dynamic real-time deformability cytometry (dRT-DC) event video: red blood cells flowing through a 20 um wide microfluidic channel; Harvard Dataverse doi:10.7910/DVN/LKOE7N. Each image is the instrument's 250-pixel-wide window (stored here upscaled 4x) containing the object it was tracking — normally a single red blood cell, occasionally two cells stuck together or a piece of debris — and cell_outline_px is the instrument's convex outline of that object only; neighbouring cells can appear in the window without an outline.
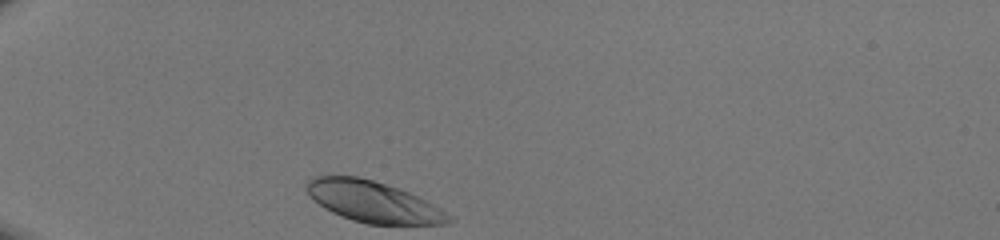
{"species": "human", "species_latin": "Homo sapiens", "temperature_condition": "room temperature", "stored_images_in_passage": 28, "camera_frame_rate_fps": 3000, "um_per_image_px": 0.085, "donor": {"sex": "male"}, "frame": {"image": 1, "passage_image": 1, "time_ms": 0.0, "image_size_px": [1000, 240], "cell_outline_px": [[456, 220], [448, 224], [368, 224], [352, 220], [332, 212], [324, 208], [304, 188], [304, 184], [312, 176], [356, 176], [372, 180], [400, 188], [440, 208], [452, 216]], "centroid_in_image_um": [31.73, 17.15], "position_along_channel_um": 53.3, "area_um2": 33.87}}
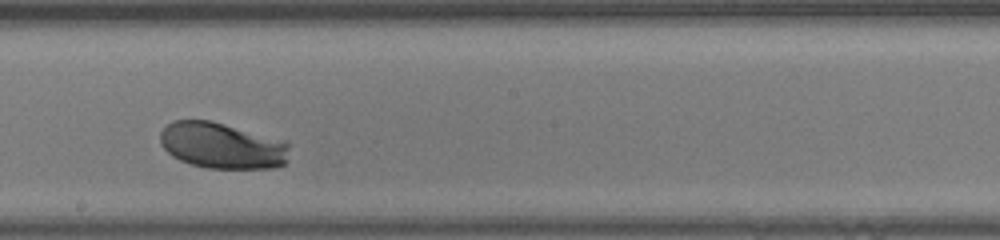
{"frame": {"image": 2, "passage_image": 16, "time_ms": 5.0, "image_size_px": [1000, 240], "cell_outline_px": [[288, 160], [284, 164], [272, 168], [208, 168], [192, 164], [180, 160], [172, 156], [160, 144], [160, 132], [172, 120], [208, 120], [288, 140]], "centroid_in_image_um": [18.9, 12.37], "position_along_channel_um": 229.3, "area_um2": 34.85}}
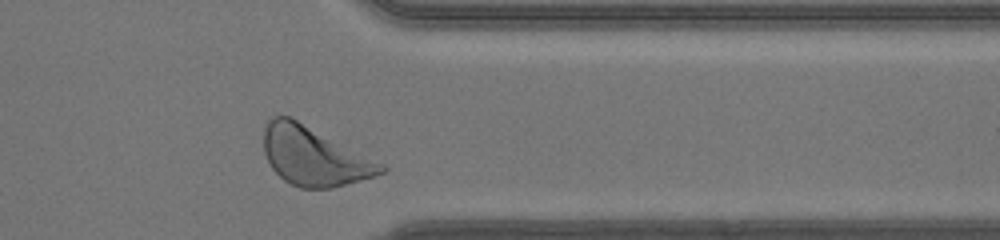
{"frame": {"image": 3, "passage_image": 27, "time_ms": 8.667, "image_size_px": [1000, 240], "cell_outline_px": [[388, 168], [384, 172], [372, 176], [332, 188], [300, 188], [284, 180], [272, 168], [264, 152], [264, 128], [268, 120], [272, 116], [292, 116], [384, 164]], "centroid_in_image_um": [26.68, 13.25], "position_along_channel_um": 384.7, "area_um2": 40.06}}